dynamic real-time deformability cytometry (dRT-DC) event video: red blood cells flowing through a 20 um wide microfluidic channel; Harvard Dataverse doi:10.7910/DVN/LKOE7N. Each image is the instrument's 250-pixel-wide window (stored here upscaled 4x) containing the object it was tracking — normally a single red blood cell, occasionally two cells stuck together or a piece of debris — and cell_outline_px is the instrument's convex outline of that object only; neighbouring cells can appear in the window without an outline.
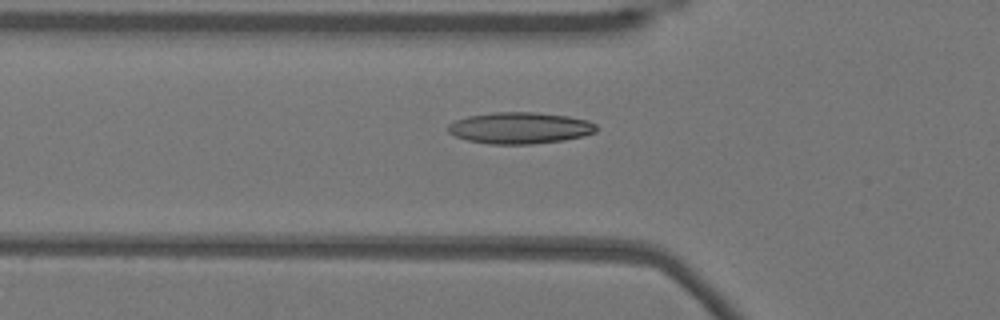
{"species": "Egyptian fruit bat (a non-hibernating species)", "species_latin": "Rousettus aegyptiacus", "temperature_condition": "warm", "stored_images_in_passage": 48, "camera_frame_rate_fps": 3000, "um_per_image_px": 0.085, "animal": {"sex": "female"}, "frame": {"image": 1, "passage_image": 18, "time_ms": 5.667, "image_size_px": [1000, 320], "cell_outline_px": [[596, 132], [584, 136], [564, 140], [532, 144], [488, 144], [468, 140], [456, 136], [448, 132], [444, 128], [448, 124], [456, 120], [468, 116], [492, 112], [536, 112], [568, 116], [588, 120], [596, 124]], "centroid_in_image_um": [44.18, 10.87], "position_along_channel_um": 81.6, "area_um2": 27.4}}
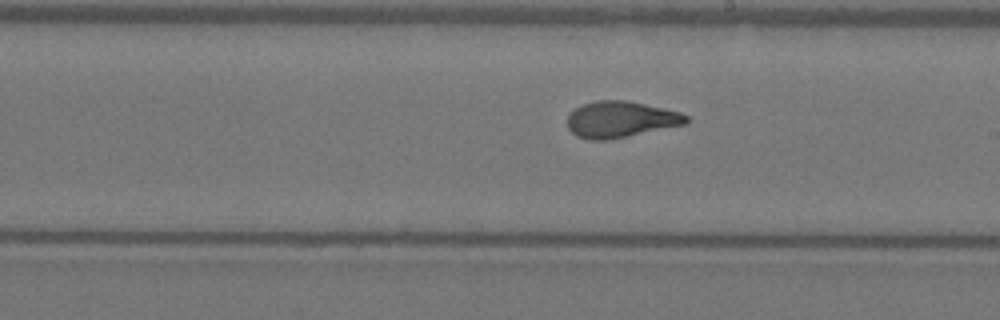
{"frame": {"image": 2, "passage_image": 30, "time_ms": 9.667, "image_size_px": [1000, 320], "cell_outline_px": [[688, 124], [608, 140], [588, 140], [576, 136], [568, 128], [568, 116], [576, 108], [584, 104], [596, 100], [624, 100], [664, 108], [680, 112], [688, 116]], "centroid_in_image_um": [52.77, 10.16], "position_along_channel_um": 236.2, "area_um2": 25.09}}
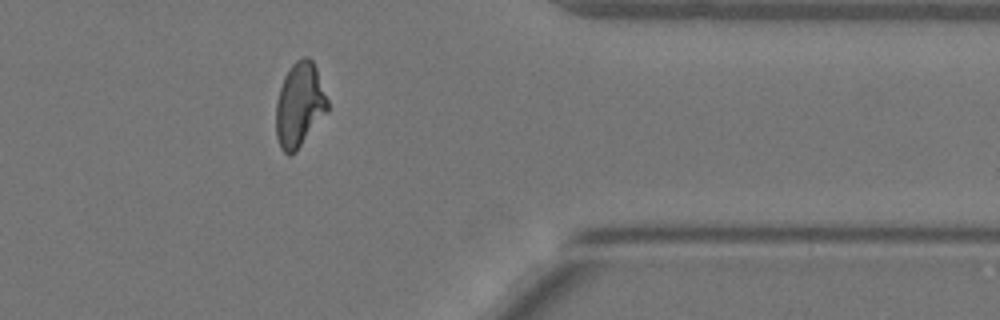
{"frame": {"image": 3, "passage_image": 43, "time_ms": 14.0, "image_size_px": [1000, 320], "cell_outline_px": [[328, 112], [296, 152], [288, 156], [280, 148], [276, 136], [276, 100], [284, 76], [292, 64], [296, 60], [304, 56], [308, 56], [312, 60], [316, 68], [328, 100]], "centroid_in_image_um": [25.46, 8.94], "position_along_channel_um": 385.9, "area_um2": 25.61}, "authors_computed_cell_mechanics": {"area_um2": 25.1141, "velocity_mm_per_s": 3.8351, "shape_relaxation_time_tau1_ms": 5.4463, "shape_relaxation_time_tau2_ms": 1.2065, "deformation_change_tau1": 0.1821, "deformation_change_tau2": 0.079}}